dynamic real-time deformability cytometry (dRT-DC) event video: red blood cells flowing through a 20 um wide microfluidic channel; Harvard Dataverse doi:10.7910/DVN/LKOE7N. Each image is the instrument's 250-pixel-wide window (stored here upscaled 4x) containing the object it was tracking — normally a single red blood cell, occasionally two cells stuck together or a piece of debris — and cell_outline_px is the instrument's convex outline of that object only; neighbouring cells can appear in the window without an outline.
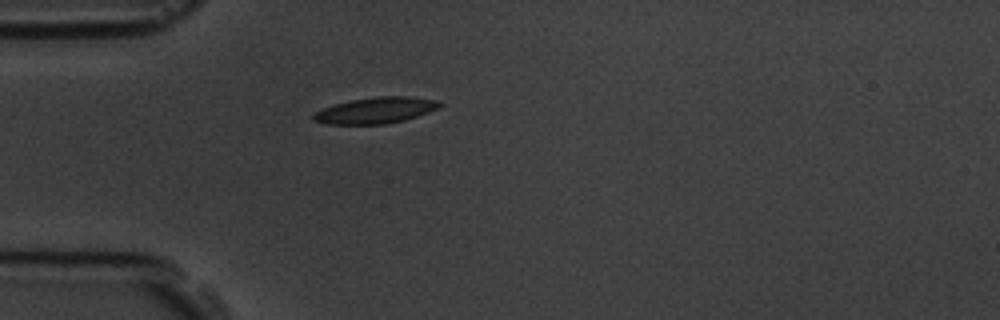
{"species": "common noctule bat (a hibernating species)", "species_latin": "Nyctalus noctula", "temperature_condition": "room temperature", "stored_images_in_passage": 5, "camera_frame_rate_fps": 3000, "um_per_image_px": 0.085, "animal": {"sex": "male", "body_mass_g": 19.5, "forearm_length_mm": 54.6}, "frame": {"image": 1, "passage_image": 5, "time_ms": 4.667, "image_size_px": [1000, 320], "cell_outline_px": [[444, 104], [440, 108], [404, 120], [384, 124], [328, 124], [312, 120], [312, 116], [316, 112], [324, 108], [336, 104], [352, 100], [380, 96], [408, 96], [440, 100]], "centroid_in_image_um": [32.0, 9.37], "position_along_channel_um": 53.0, "area_um2": 19.13}}